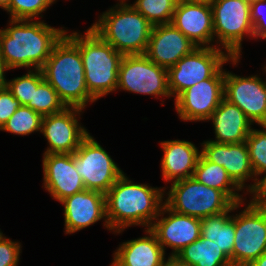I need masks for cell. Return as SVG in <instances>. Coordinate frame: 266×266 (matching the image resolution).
Segmentation results:
<instances>
[{"instance_id":"d6a6232c","label":"cell","mask_w":266,"mask_h":266,"mask_svg":"<svg viewBox=\"0 0 266 266\" xmlns=\"http://www.w3.org/2000/svg\"><path fill=\"white\" fill-rule=\"evenodd\" d=\"M254 39H266V0L250 3Z\"/></svg>"},{"instance_id":"603a6c76","label":"cell","mask_w":266,"mask_h":266,"mask_svg":"<svg viewBox=\"0 0 266 266\" xmlns=\"http://www.w3.org/2000/svg\"><path fill=\"white\" fill-rule=\"evenodd\" d=\"M145 235L127 240L113 253V259L120 266H160L165 258L161 244L150 229H144Z\"/></svg>"},{"instance_id":"f546056e","label":"cell","mask_w":266,"mask_h":266,"mask_svg":"<svg viewBox=\"0 0 266 266\" xmlns=\"http://www.w3.org/2000/svg\"><path fill=\"white\" fill-rule=\"evenodd\" d=\"M44 80L41 69L28 70L21 77L6 81V88L19 100L21 105H27L33 100L34 89Z\"/></svg>"},{"instance_id":"f1b7e54d","label":"cell","mask_w":266,"mask_h":266,"mask_svg":"<svg viewBox=\"0 0 266 266\" xmlns=\"http://www.w3.org/2000/svg\"><path fill=\"white\" fill-rule=\"evenodd\" d=\"M26 106L42 116L56 114L66 108L56 90L45 79L34 89L33 100Z\"/></svg>"},{"instance_id":"d590c367","label":"cell","mask_w":266,"mask_h":266,"mask_svg":"<svg viewBox=\"0 0 266 266\" xmlns=\"http://www.w3.org/2000/svg\"><path fill=\"white\" fill-rule=\"evenodd\" d=\"M250 194L253 197L251 199L253 204L266 208V175L257 180L256 187L250 192Z\"/></svg>"},{"instance_id":"8992f818","label":"cell","mask_w":266,"mask_h":266,"mask_svg":"<svg viewBox=\"0 0 266 266\" xmlns=\"http://www.w3.org/2000/svg\"><path fill=\"white\" fill-rule=\"evenodd\" d=\"M164 204L179 214L204 218L230 210L235 203L222 191L199 183L194 177L171 183Z\"/></svg>"},{"instance_id":"60d3db41","label":"cell","mask_w":266,"mask_h":266,"mask_svg":"<svg viewBox=\"0 0 266 266\" xmlns=\"http://www.w3.org/2000/svg\"><path fill=\"white\" fill-rule=\"evenodd\" d=\"M112 260L113 261H112L110 266H120L114 259H112Z\"/></svg>"},{"instance_id":"ba28073f","label":"cell","mask_w":266,"mask_h":266,"mask_svg":"<svg viewBox=\"0 0 266 266\" xmlns=\"http://www.w3.org/2000/svg\"><path fill=\"white\" fill-rule=\"evenodd\" d=\"M210 4L214 42L231 57H241L244 36L254 38L250 3L245 0H214Z\"/></svg>"},{"instance_id":"8d00e7d4","label":"cell","mask_w":266,"mask_h":266,"mask_svg":"<svg viewBox=\"0 0 266 266\" xmlns=\"http://www.w3.org/2000/svg\"><path fill=\"white\" fill-rule=\"evenodd\" d=\"M160 266H188L185 265L177 256L170 255L168 259L164 258Z\"/></svg>"},{"instance_id":"9c48e42d","label":"cell","mask_w":266,"mask_h":266,"mask_svg":"<svg viewBox=\"0 0 266 266\" xmlns=\"http://www.w3.org/2000/svg\"><path fill=\"white\" fill-rule=\"evenodd\" d=\"M73 154L75 169L87 190L106 194L124 173L90 133Z\"/></svg>"},{"instance_id":"83f0119b","label":"cell","mask_w":266,"mask_h":266,"mask_svg":"<svg viewBox=\"0 0 266 266\" xmlns=\"http://www.w3.org/2000/svg\"><path fill=\"white\" fill-rule=\"evenodd\" d=\"M176 0H136L131 4L153 26L171 23Z\"/></svg>"},{"instance_id":"52a82bcc","label":"cell","mask_w":266,"mask_h":266,"mask_svg":"<svg viewBox=\"0 0 266 266\" xmlns=\"http://www.w3.org/2000/svg\"><path fill=\"white\" fill-rule=\"evenodd\" d=\"M240 57H231L218 47H197L192 53L183 56L168 71V88L174 100L196 83L213 77L227 62L233 66Z\"/></svg>"},{"instance_id":"1f68e13d","label":"cell","mask_w":266,"mask_h":266,"mask_svg":"<svg viewBox=\"0 0 266 266\" xmlns=\"http://www.w3.org/2000/svg\"><path fill=\"white\" fill-rule=\"evenodd\" d=\"M55 2L53 0H11L9 7L5 10L14 20H33Z\"/></svg>"},{"instance_id":"44dd1931","label":"cell","mask_w":266,"mask_h":266,"mask_svg":"<svg viewBox=\"0 0 266 266\" xmlns=\"http://www.w3.org/2000/svg\"><path fill=\"white\" fill-rule=\"evenodd\" d=\"M164 153L161 159L162 177L166 182L191 178L201 155V151L187 140H167L160 142Z\"/></svg>"},{"instance_id":"4316f807","label":"cell","mask_w":266,"mask_h":266,"mask_svg":"<svg viewBox=\"0 0 266 266\" xmlns=\"http://www.w3.org/2000/svg\"><path fill=\"white\" fill-rule=\"evenodd\" d=\"M43 116L26 105H21L0 129L16 135H29L41 131Z\"/></svg>"},{"instance_id":"e0dca14e","label":"cell","mask_w":266,"mask_h":266,"mask_svg":"<svg viewBox=\"0 0 266 266\" xmlns=\"http://www.w3.org/2000/svg\"><path fill=\"white\" fill-rule=\"evenodd\" d=\"M64 206L65 234H73L100 220L111 230L106 217V197L98 191L85 189L60 201Z\"/></svg>"},{"instance_id":"9a60e30c","label":"cell","mask_w":266,"mask_h":266,"mask_svg":"<svg viewBox=\"0 0 266 266\" xmlns=\"http://www.w3.org/2000/svg\"><path fill=\"white\" fill-rule=\"evenodd\" d=\"M165 214L167 216L164 217ZM150 230L156 235L164 252L169 247L171 255L176 256L184 247L200 238L201 219L179 214L163 204Z\"/></svg>"},{"instance_id":"836d02e7","label":"cell","mask_w":266,"mask_h":266,"mask_svg":"<svg viewBox=\"0 0 266 266\" xmlns=\"http://www.w3.org/2000/svg\"><path fill=\"white\" fill-rule=\"evenodd\" d=\"M21 243L12 241L4 234L0 236V266H18Z\"/></svg>"},{"instance_id":"4fadbf2b","label":"cell","mask_w":266,"mask_h":266,"mask_svg":"<svg viewBox=\"0 0 266 266\" xmlns=\"http://www.w3.org/2000/svg\"><path fill=\"white\" fill-rule=\"evenodd\" d=\"M81 108L66 107L63 111L43 116L41 131L48 141L44 154H73L83 139L89 134L78 118L83 112Z\"/></svg>"},{"instance_id":"7bdbcfd3","label":"cell","mask_w":266,"mask_h":266,"mask_svg":"<svg viewBox=\"0 0 266 266\" xmlns=\"http://www.w3.org/2000/svg\"><path fill=\"white\" fill-rule=\"evenodd\" d=\"M187 1H193V0H176V2H187Z\"/></svg>"},{"instance_id":"d4e9b609","label":"cell","mask_w":266,"mask_h":266,"mask_svg":"<svg viewBox=\"0 0 266 266\" xmlns=\"http://www.w3.org/2000/svg\"><path fill=\"white\" fill-rule=\"evenodd\" d=\"M193 177L208 187L224 192L235 204L244 202L242 189L231 179L224 167L200 155ZM237 191V192H236Z\"/></svg>"},{"instance_id":"484cf974","label":"cell","mask_w":266,"mask_h":266,"mask_svg":"<svg viewBox=\"0 0 266 266\" xmlns=\"http://www.w3.org/2000/svg\"><path fill=\"white\" fill-rule=\"evenodd\" d=\"M176 256L188 266H233L214 241L202 236L184 247Z\"/></svg>"},{"instance_id":"d6986e66","label":"cell","mask_w":266,"mask_h":266,"mask_svg":"<svg viewBox=\"0 0 266 266\" xmlns=\"http://www.w3.org/2000/svg\"><path fill=\"white\" fill-rule=\"evenodd\" d=\"M43 187L56 201L85 190L74 166V154H43Z\"/></svg>"},{"instance_id":"5bb4252c","label":"cell","mask_w":266,"mask_h":266,"mask_svg":"<svg viewBox=\"0 0 266 266\" xmlns=\"http://www.w3.org/2000/svg\"><path fill=\"white\" fill-rule=\"evenodd\" d=\"M224 99L238 106L253 124L266 125V80L258 75L241 77L225 71Z\"/></svg>"},{"instance_id":"4dcf8cb0","label":"cell","mask_w":266,"mask_h":266,"mask_svg":"<svg viewBox=\"0 0 266 266\" xmlns=\"http://www.w3.org/2000/svg\"><path fill=\"white\" fill-rule=\"evenodd\" d=\"M260 128L263 130L252 128L245 141L256 180L259 179L258 176L266 173V125L260 126Z\"/></svg>"},{"instance_id":"30bf717a","label":"cell","mask_w":266,"mask_h":266,"mask_svg":"<svg viewBox=\"0 0 266 266\" xmlns=\"http://www.w3.org/2000/svg\"><path fill=\"white\" fill-rule=\"evenodd\" d=\"M117 89L158 99L170 98L168 71L152 62L145 54L124 55L118 72Z\"/></svg>"},{"instance_id":"ab89813d","label":"cell","mask_w":266,"mask_h":266,"mask_svg":"<svg viewBox=\"0 0 266 266\" xmlns=\"http://www.w3.org/2000/svg\"><path fill=\"white\" fill-rule=\"evenodd\" d=\"M11 0H0V8L6 10L9 7Z\"/></svg>"},{"instance_id":"ffe728a7","label":"cell","mask_w":266,"mask_h":266,"mask_svg":"<svg viewBox=\"0 0 266 266\" xmlns=\"http://www.w3.org/2000/svg\"><path fill=\"white\" fill-rule=\"evenodd\" d=\"M196 48V44L172 23H168L153 26L145 55L168 70Z\"/></svg>"},{"instance_id":"f35d334b","label":"cell","mask_w":266,"mask_h":266,"mask_svg":"<svg viewBox=\"0 0 266 266\" xmlns=\"http://www.w3.org/2000/svg\"><path fill=\"white\" fill-rule=\"evenodd\" d=\"M249 266H266V252L260 255Z\"/></svg>"},{"instance_id":"5b68a950","label":"cell","mask_w":266,"mask_h":266,"mask_svg":"<svg viewBox=\"0 0 266 266\" xmlns=\"http://www.w3.org/2000/svg\"><path fill=\"white\" fill-rule=\"evenodd\" d=\"M65 34L79 47L89 94L97 101L116 91L119 65L123 55L105 42L90 27L85 34Z\"/></svg>"},{"instance_id":"ac0fdd59","label":"cell","mask_w":266,"mask_h":266,"mask_svg":"<svg viewBox=\"0 0 266 266\" xmlns=\"http://www.w3.org/2000/svg\"><path fill=\"white\" fill-rule=\"evenodd\" d=\"M171 23L197 47H217L209 2H178Z\"/></svg>"},{"instance_id":"b9f144b4","label":"cell","mask_w":266,"mask_h":266,"mask_svg":"<svg viewBox=\"0 0 266 266\" xmlns=\"http://www.w3.org/2000/svg\"><path fill=\"white\" fill-rule=\"evenodd\" d=\"M193 1L209 2V3H211V2H213L214 0H193Z\"/></svg>"},{"instance_id":"3957f363","label":"cell","mask_w":266,"mask_h":266,"mask_svg":"<svg viewBox=\"0 0 266 266\" xmlns=\"http://www.w3.org/2000/svg\"><path fill=\"white\" fill-rule=\"evenodd\" d=\"M41 71L66 107L85 109L88 102H96L87 90L79 47L66 34L54 45Z\"/></svg>"},{"instance_id":"74e56055","label":"cell","mask_w":266,"mask_h":266,"mask_svg":"<svg viewBox=\"0 0 266 266\" xmlns=\"http://www.w3.org/2000/svg\"><path fill=\"white\" fill-rule=\"evenodd\" d=\"M9 69L6 67L5 63L3 62V59L0 55V89L3 87H6V78H5V73Z\"/></svg>"},{"instance_id":"6da1fadb","label":"cell","mask_w":266,"mask_h":266,"mask_svg":"<svg viewBox=\"0 0 266 266\" xmlns=\"http://www.w3.org/2000/svg\"><path fill=\"white\" fill-rule=\"evenodd\" d=\"M8 24L0 29V55L9 70L41 69L66 32L64 27H51L41 20L10 19Z\"/></svg>"},{"instance_id":"e575fe53","label":"cell","mask_w":266,"mask_h":266,"mask_svg":"<svg viewBox=\"0 0 266 266\" xmlns=\"http://www.w3.org/2000/svg\"><path fill=\"white\" fill-rule=\"evenodd\" d=\"M20 106L19 100L6 87L0 89V129Z\"/></svg>"},{"instance_id":"ee69618b","label":"cell","mask_w":266,"mask_h":266,"mask_svg":"<svg viewBox=\"0 0 266 266\" xmlns=\"http://www.w3.org/2000/svg\"><path fill=\"white\" fill-rule=\"evenodd\" d=\"M245 1H247L249 3H252V2H255V1H258V0H245Z\"/></svg>"},{"instance_id":"7c38bea8","label":"cell","mask_w":266,"mask_h":266,"mask_svg":"<svg viewBox=\"0 0 266 266\" xmlns=\"http://www.w3.org/2000/svg\"><path fill=\"white\" fill-rule=\"evenodd\" d=\"M225 70L221 68L213 77L196 83L183 91L174 101L182 121H206L224 99Z\"/></svg>"},{"instance_id":"277c9868","label":"cell","mask_w":266,"mask_h":266,"mask_svg":"<svg viewBox=\"0 0 266 266\" xmlns=\"http://www.w3.org/2000/svg\"><path fill=\"white\" fill-rule=\"evenodd\" d=\"M118 1L90 28L123 56L145 54L153 25L126 0Z\"/></svg>"},{"instance_id":"cb8c5ba5","label":"cell","mask_w":266,"mask_h":266,"mask_svg":"<svg viewBox=\"0 0 266 266\" xmlns=\"http://www.w3.org/2000/svg\"><path fill=\"white\" fill-rule=\"evenodd\" d=\"M244 202L235 204L230 210L218 215L201 219V236L214 241L227 255L232 263V251L235 240V215L229 213L237 210Z\"/></svg>"},{"instance_id":"8fae6325","label":"cell","mask_w":266,"mask_h":266,"mask_svg":"<svg viewBox=\"0 0 266 266\" xmlns=\"http://www.w3.org/2000/svg\"><path fill=\"white\" fill-rule=\"evenodd\" d=\"M266 252V208L251 201L235 214V240L232 251L233 266H249Z\"/></svg>"},{"instance_id":"7a4b0ae2","label":"cell","mask_w":266,"mask_h":266,"mask_svg":"<svg viewBox=\"0 0 266 266\" xmlns=\"http://www.w3.org/2000/svg\"><path fill=\"white\" fill-rule=\"evenodd\" d=\"M164 188L134 183L123 173L105 194L110 229L118 234L135 225L150 229L164 204Z\"/></svg>"},{"instance_id":"7402d4cb","label":"cell","mask_w":266,"mask_h":266,"mask_svg":"<svg viewBox=\"0 0 266 266\" xmlns=\"http://www.w3.org/2000/svg\"><path fill=\"white\" fill-rule=\"evenodd\" d=\"M212 121L216 143L236 144L245 142L253 123L236 105L223 99L208 121Z\"/></svg>"},{"instance_id":"2e32d148","label":"cell","mask_w":266,"mask_h":266,"mask_svg":"<svg viewBox=\"0 0 266 266\" xmlns=\"http://www.w3.org/2000/svg\"><path fill=\"white\" fill-rule=\"evenodd\" d=\"M201 145V155L206 160L224 167L231 179L244 189L243 192L246 189L250 193L256 187L257 180L251 167L246 142L223 144L207 140ZM250 179L254 182L247 186L245 182Z\"/></svg>"}]
</instances>
